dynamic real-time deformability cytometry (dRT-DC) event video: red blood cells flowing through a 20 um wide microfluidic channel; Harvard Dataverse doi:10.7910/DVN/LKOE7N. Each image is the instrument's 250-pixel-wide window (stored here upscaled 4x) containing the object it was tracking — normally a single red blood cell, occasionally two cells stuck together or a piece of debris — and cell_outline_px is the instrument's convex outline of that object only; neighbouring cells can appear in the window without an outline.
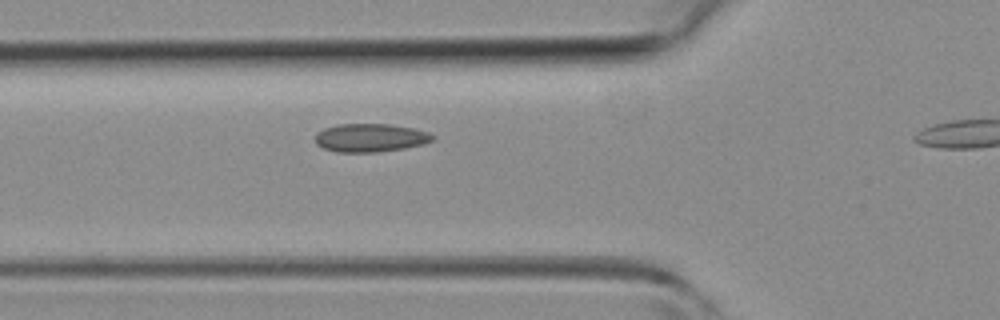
{"species": "common noctule bat (a hibernating species)", "species_latin": "Nyctalus noctula", "temperature_condition": "room temperature", "stored_images_in_passage": 11, "camera_frame_rate_fps": 3000, "um_per_image_px": 0.085, "animal": {"sex": "female", "body_mass_g": 19.3, "forearm_length_mm": 54.1}, "frame": {"image": 1, "passage_image": 10, "time_ms": 3.0, "image_size_px": [1000, 320], "cell_outline_px": [[436, 136], [432, 140], [424, 144], [404, 148], [376, 152], [336, 152], [324, 148], [316, 144], [316, 132], [324, 128], [336, 124], [388, 124], [412, 128], [428, 132]], "centroid_in_image_um": [31.47, 11.71], "position_along_channel_um": 94.3, "area_um2": 19.36}}